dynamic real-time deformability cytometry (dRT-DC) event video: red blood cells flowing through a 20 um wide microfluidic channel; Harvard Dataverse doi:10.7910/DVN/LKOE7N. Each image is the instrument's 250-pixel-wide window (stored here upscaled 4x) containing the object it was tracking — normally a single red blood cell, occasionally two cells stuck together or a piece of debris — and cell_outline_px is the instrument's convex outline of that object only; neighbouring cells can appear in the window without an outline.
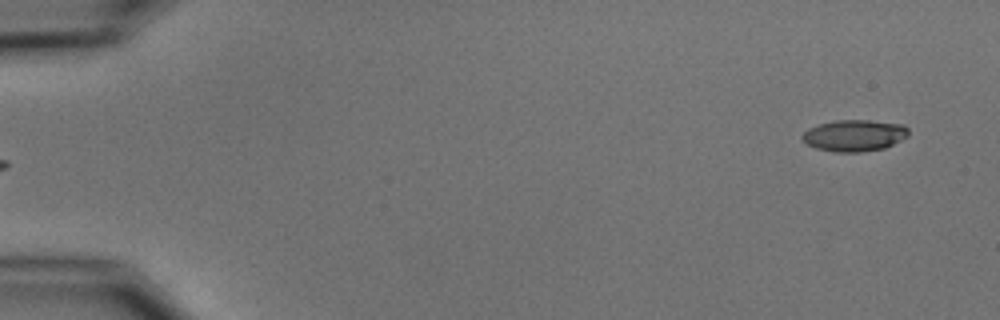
{"species": "common noctule bat (a hibernating species)", "species_latin": "Nyctalus noctula", "temperature_condition": "cold", "stored_images_in_passage": 5, "segment_of_instrument_passage": [2, 2], "camera_frame_rate_fps": 3000, "um_per_image_px": 0.085, "animal": {"sex": "male", "body_mass_g": 15.6}, "frame": {"image": 1, "passage_image": 5, "time_ms": 5.667, "image_size_px": [1000, 320], "cell_outline_px": [[908, 136], [884, 148], [860, 152], [836, 152], [816, 148], [808, 144], [800, 136], [808, 128], [820, 124], [836, 120], [868, 120], [904, 124], [908, 128]], "centroid_in_image_um": [72.63, 11.51], "position_along_channel_um": 12.4, "area_um2": 19.42}}